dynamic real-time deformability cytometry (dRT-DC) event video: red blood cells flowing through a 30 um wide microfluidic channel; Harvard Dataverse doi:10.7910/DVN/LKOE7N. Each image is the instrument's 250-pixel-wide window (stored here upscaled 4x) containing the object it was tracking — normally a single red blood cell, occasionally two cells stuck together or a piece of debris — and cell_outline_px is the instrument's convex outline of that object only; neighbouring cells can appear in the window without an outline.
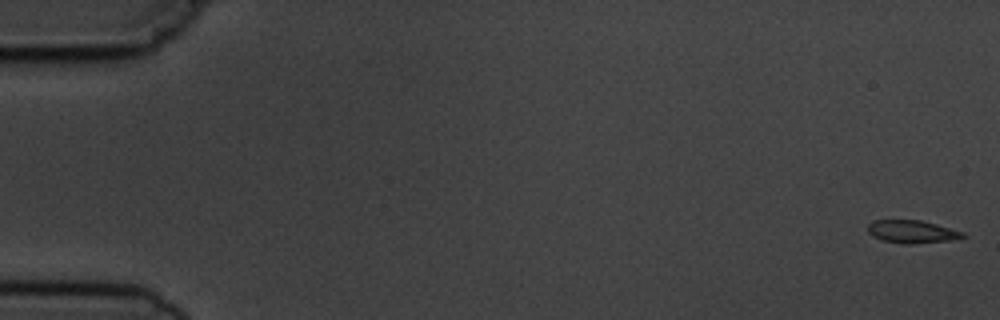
{"species": "common noctule bat (a hibernating species)", "species_latin": "Nyctalus noctula", "temperature_condition": "cold", "stored_images_in_passage": 8, "camera_frame_rate_fps": 3000, "um_per_image_px": 0.085, "animal": {"sex": "male", "body_mass_g": 19.5, "forearm_length_mm": 54.6}, "frame": {"image": 1, "passage_image": 1, "time_ms": 0.0, "image_size_px": [1000, 320], "cell_outline_px": [[968, 236], [948, 240], [912, 244], [904, 244], [880, 240], [872, 236], [868, 232], [868, 224], [872, 220], [920, 220], [936, 224], [964, 232]], "centroid_in_image_um": [77.49, 19.69], "position_along_channel_um": 7.5, "area_um2": 12.66}}
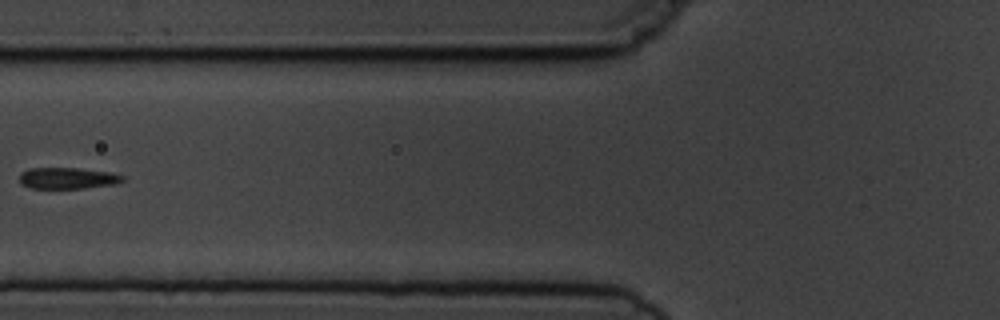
{"frame": {"image": 2, "passage_image": 7, "time_ms": 7.0, "image_size_px": [1000, 320], "cell_outline_px": [[124, 180], [116, 184], [84, 188], [28, 188], [20, 184], [20, 172], [28, 168], [80, 168], [108, 172], [124, 176]], "centroid_in_image_um": [5.71, 15.14], "position_along_channel_um": 120.1, "area_um2": 12.89}}
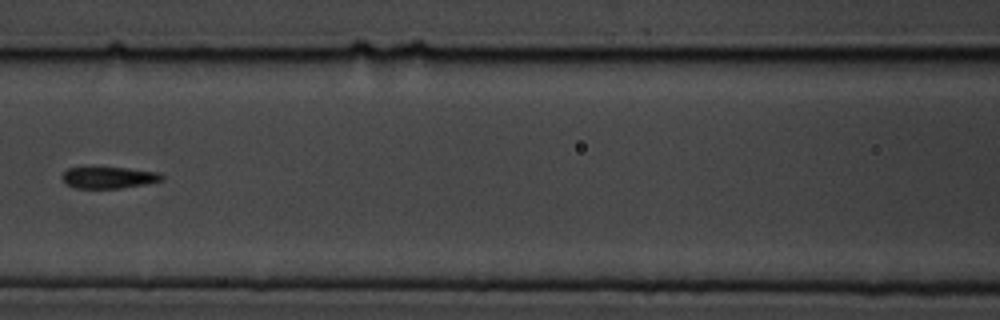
{"frame": {"image": 3, "passage_image": 8, "time_ms": 8.0, "image_size_px": [1000, 320], "cell_outline_px": [[164, 180], [144, 184], [120, 188], [76, 188], [68, 184], [60, 176], [68, 168], [128, 168], [156, 172], [164, 176]], "centroid_in_image_um": [9.26, 15.1], "position_along_channel_um": 157.3, "area_um2": 12.25}}